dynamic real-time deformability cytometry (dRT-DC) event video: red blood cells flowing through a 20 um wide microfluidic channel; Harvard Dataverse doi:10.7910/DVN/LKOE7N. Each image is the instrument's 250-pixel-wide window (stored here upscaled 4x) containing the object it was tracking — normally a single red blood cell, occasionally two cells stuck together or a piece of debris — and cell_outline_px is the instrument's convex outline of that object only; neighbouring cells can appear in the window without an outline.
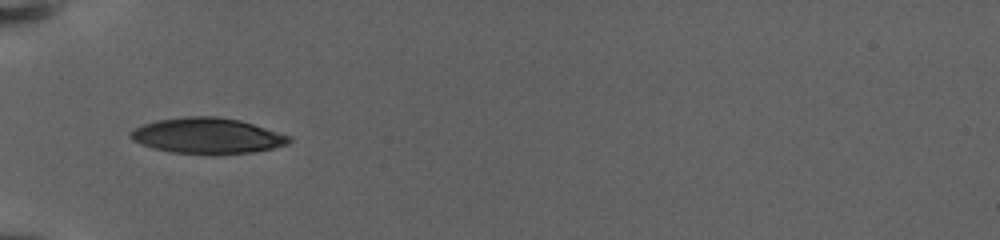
{"species": "human", "species_latin": "Homo sapiens", "temperature_condition": "warm", "stored_images_in_passage": 2, "camera_frame_rate_fps": 3000, "um_per_image_px": 0.085, "donor": {"sex": "female"}, "frame": {"image": 1, "passage_image": 1, "time_ms": 0.0, "image_size_px": [1000, 240], "cell_outline_px": [[292, 140], [288, 144], [272, 148], [252, 152], [212, 156], [172, 152], [156, 148], [132, 140], [128, 136], [128, 132], [144, 124], [156, 120], [184, 116], [216, 116], [240, 120], [292, 136]], "centroid_in_image_um": [17.64, 11.55], "position_along_channel_um": 67.4, "area_um2": 33.35}}